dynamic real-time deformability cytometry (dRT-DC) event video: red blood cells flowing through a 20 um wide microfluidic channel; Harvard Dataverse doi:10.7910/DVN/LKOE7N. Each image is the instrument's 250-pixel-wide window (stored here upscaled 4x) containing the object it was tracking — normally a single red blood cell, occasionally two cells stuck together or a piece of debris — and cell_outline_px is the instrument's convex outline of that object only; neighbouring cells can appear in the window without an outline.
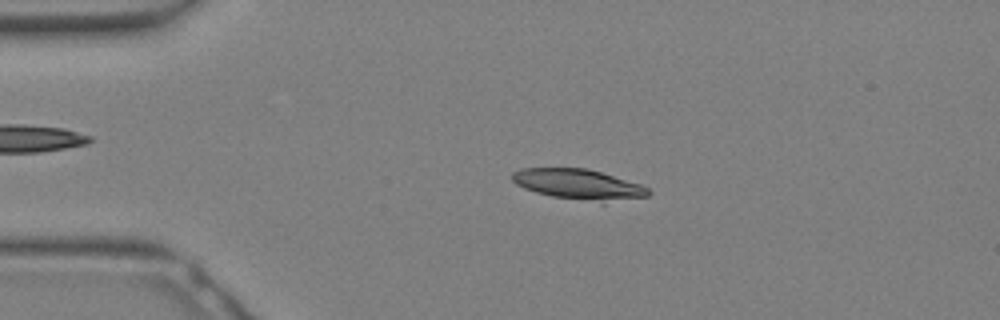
{"species": "Egyptian fruit bat (a non-hibernating species)", "species_latin": "Rousettus aegyptiacus", "temperature_condition": "warm", "stored_images_in_passage": 22, "camera_frame_rate_fps": 3000, "um_per_image_px": 0.085, "animal": {"sex": "female"}, "frame": {"image": 1, "passage_image": 6, "time_ms": 1.667, "image_size_px": [1000, 320], "cell_outline_px": [[652, 192], [648, 196], [604, 204], [552, 196], [536, 192], [524, 188], [516, 184], [512, 180], [512, 172], [520, 168], [588, 168], [640, 184], [648, 188]], "centroid_in_image_um": [49.22, 15.69], "position_along_channel_um": 35.8, "area_um2": 24.51}}
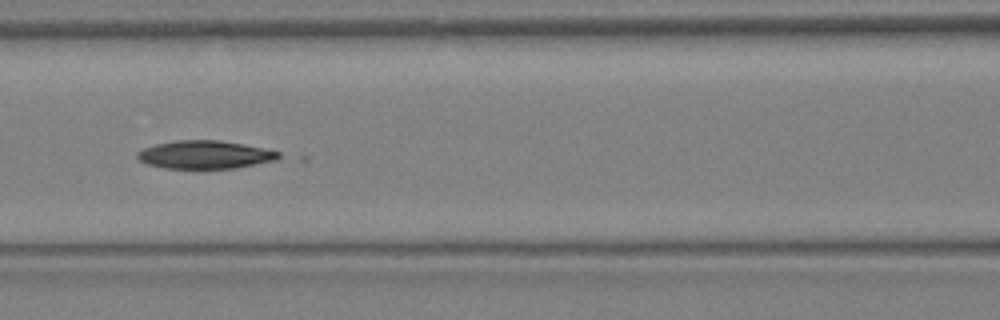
{"frame": {"image": 2, "passage_image": 13, "time_ms": 4.0, "image_size_px": [1000, 320], "cell_outline_px": [[284, 156], [276, 160], [236, 168], [164, 168], [148, 164], [140, 160], [136, 156], [136, 152], [144, 148], [156, 144], [176, 140], [220, 140], [280, 152]], "centroid_in_image_um": [17.41, 13.15], "position_along_channel_um": 149.2, "area_um2": 22.95}}
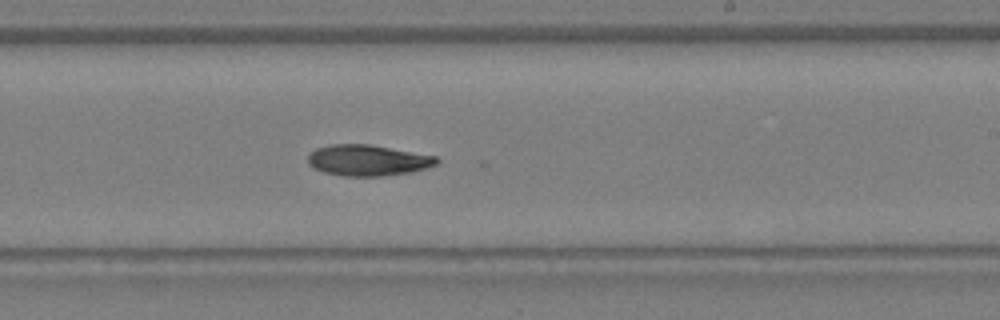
{"frame": {"image": 3, "passage_image": 18, "time_ms": 5.667, "image_size_px": [1000, 320], "cell_outline_px": [[440, 160], [436, 164], [428, 168], [412, 172], [380, 176], [344, 176], [324, 172], [312, 168], [308, 164], [308, 152], [316, 148], [328, 144], [368, 144], [436, 156]], "centroid_in_image_um": [31.23, 13.62], "position_along_channel_um": 257.8, "area_um2": 23.41}}